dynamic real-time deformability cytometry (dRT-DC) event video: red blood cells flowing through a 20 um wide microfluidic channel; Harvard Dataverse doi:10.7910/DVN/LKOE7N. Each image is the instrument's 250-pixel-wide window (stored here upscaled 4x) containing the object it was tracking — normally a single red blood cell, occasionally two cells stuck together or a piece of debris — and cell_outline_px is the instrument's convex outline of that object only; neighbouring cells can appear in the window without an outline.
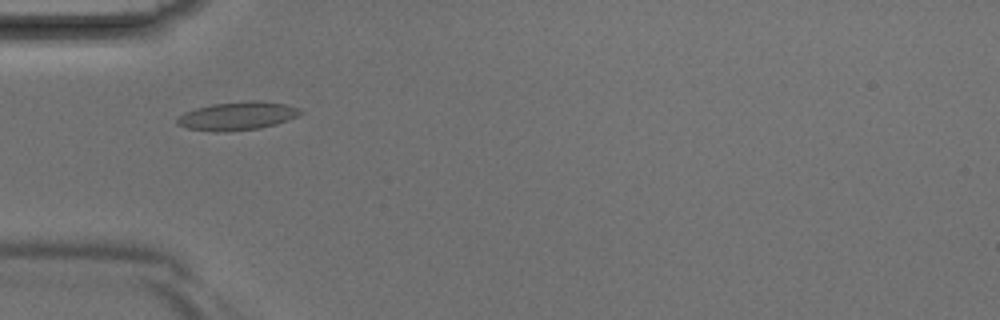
{"species": "Egyptian fruit bat (a non-hibernating species)", "species_latin": "Rousettus aegyptiacus", "temperature_condition": "room temperature", "stored_images_in_passage": 41, "camera_frame_rate_fps": 3000, "um_per_image_px": 0.085, "animal": {"sex": "male"}, "frame": {"image": 1, "passage_image": 13, "time_ms": 4.0, "image_size_px": [1000, 320], "cell_outline_px": [[304, 112], [296, 116], [276, 124], [260, 128], [224, 132], [216, 132], [188, 128], [176, 124], [176, 120], [184, 112], [196, 108], [212, 104], [248, 100], [260, 100], [288, 104], [300, 108]], "centroid_in_image_um": [20.2, 9.84], "position_along_channel_um": 64.8, "area_um2": 20.46}}
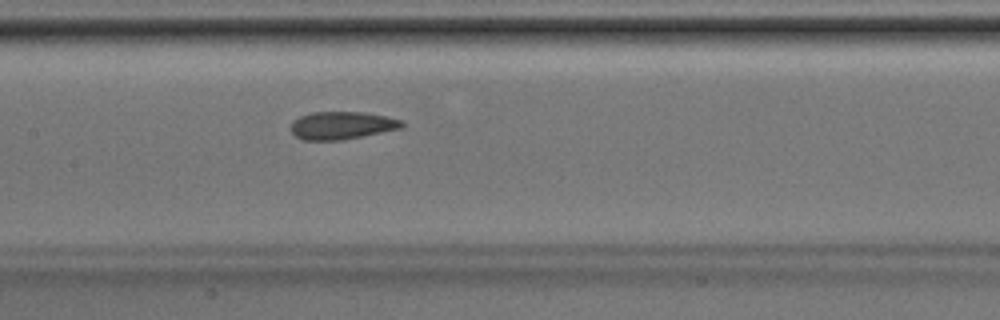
{"frame": {"image": 2, "passage_image": 20, "time_ms": 6.333, "image_size_px": [1000, 320], "cell_outline_px": [[404, 128], [340, 140], [300, 140], [288, 128], [292, 120], [300, 116], [312, 112], [364, 112], [404, 120]], "centroid_in_image_um": [29.03, 10.66], "position_along_channel_um": 178.4, "area_um2": 18.15}}
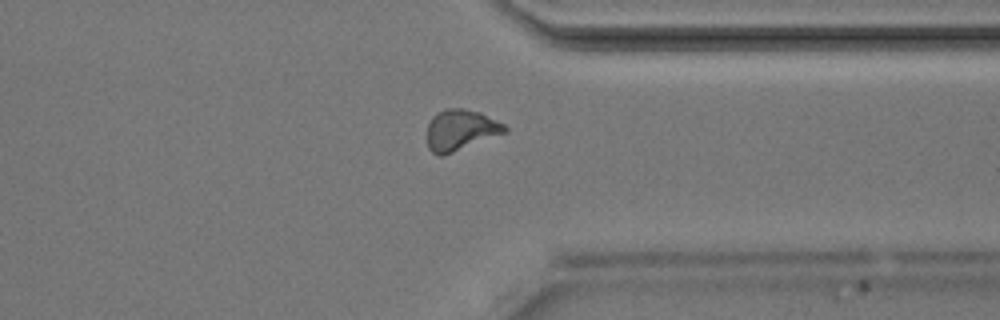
{"frame": {"image": 3, "passage_image": 32, "time_ms": 10.333, "image_size_px": [1000, 320], "cell_outline_px": [[508, 132], [444, 156], [436, 156], [428, 148], [428, 124], [432, 116], [444, 108], [464, 108], [480, 112], [504, 124], [508, 128]], "centroid_in_image_um": [39.16, 11.06], "position_along_channel_um": 372.2, "area_um2": 18.79}}